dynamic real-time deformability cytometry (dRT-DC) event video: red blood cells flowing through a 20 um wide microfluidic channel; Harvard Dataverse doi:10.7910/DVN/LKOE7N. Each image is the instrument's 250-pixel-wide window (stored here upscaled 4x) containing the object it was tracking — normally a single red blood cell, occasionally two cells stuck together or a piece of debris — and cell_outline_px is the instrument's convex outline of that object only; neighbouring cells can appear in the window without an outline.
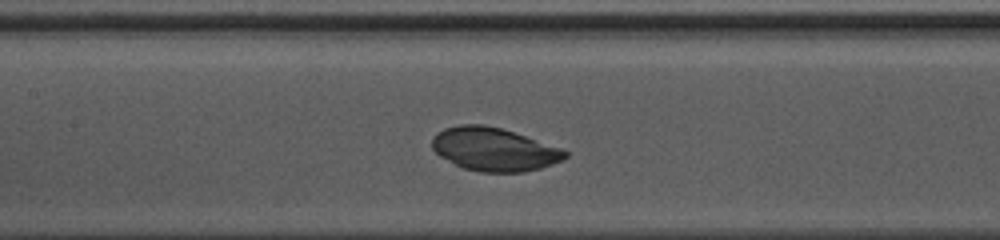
{"species": "common noctule bat (a hibernating species)", "species_latin": "Nyctalus noctula", "temperature_condition": "warm", "stored_images_in_passage": 25, "camera_frame_rate_fps": 3000, "um_per_image_px": 0.085, "animal": {"sex": "female", "body_mass_g": 10.0, "forearm_length_mm": 53.1}, "frame": {"image": 1, "passage_image": 8, "time_ms": 2.333, "image_size_px": [1000, 240], "cell_outline_px": [[568, 156], [564, 160], [540, 168], [520, 172], [480, 172], [464, 168], [440, 156], [432, 148], [432, 140], [444, 128], [460, 124], [484, 124], [500, 128], [564, 148], [568, 152]], "centroid_in_image_um": [42.04, 12.69], "position_along_channel_um": 165.4, "area_um2": 33.41}}
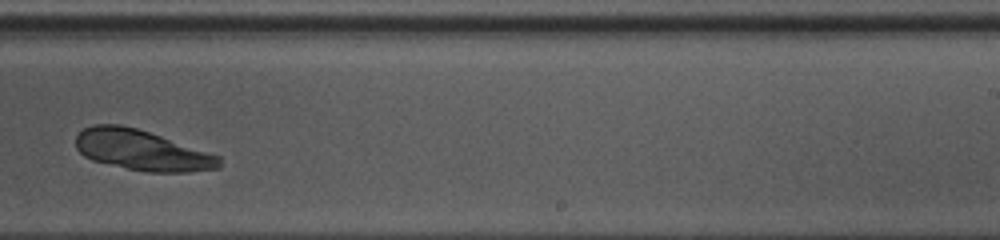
{"frame": {"image": 2, "passage_image": 16, "time_ms": 5.0, "image_size_px": [1000, 240], "cell_outline_px": [[220, 168], [188, 172], [148, 172], [128, 168], [92, 160], [84, 156], [76, 148], [76, 136], [84, 128], [92, 124], [120, 124], [136, 128], [220, 156]], "centroid_in_image_um": [12.03, 12.77], "position_along_channel_um": 277.0, "area_um2": 33.41}}